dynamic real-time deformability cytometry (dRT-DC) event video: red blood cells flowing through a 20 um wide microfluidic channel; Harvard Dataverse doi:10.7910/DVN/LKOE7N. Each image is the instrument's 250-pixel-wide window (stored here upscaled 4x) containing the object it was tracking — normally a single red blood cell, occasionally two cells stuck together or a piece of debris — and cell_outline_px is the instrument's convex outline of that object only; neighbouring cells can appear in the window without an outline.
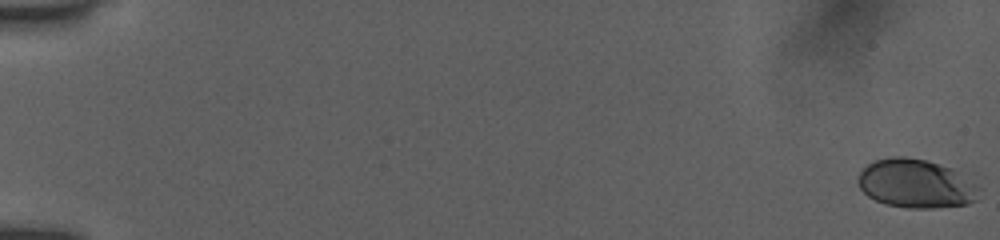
{"species": "human", "species_latin": "Homo sapiens", "temperature_condition": "room temperature", "stored_images_in_passage": 12, "camera_frame_rate_fps": 3000, "um_per_image_px": 0.085, "donor": {"sex": "female"}, "frame": {"image": 1, "passage_image": 1, "time_ms": 0.0, "image_size_px": [1000, 240], "cell_outline_px": [[980, 188], [976, 200], [968, 204], [932, 208], [908, 208], [888, 204], [876, 200], [868, 196], [860, 188], [860, 172], [868, 164], [876, 160], [892, 156], [904, 156], [924, 160], [972, 172]], "centroid_in_image_um": [78.01, 15.59], "position_along_channel_um": 7.0, "area_um2": 35.08}}
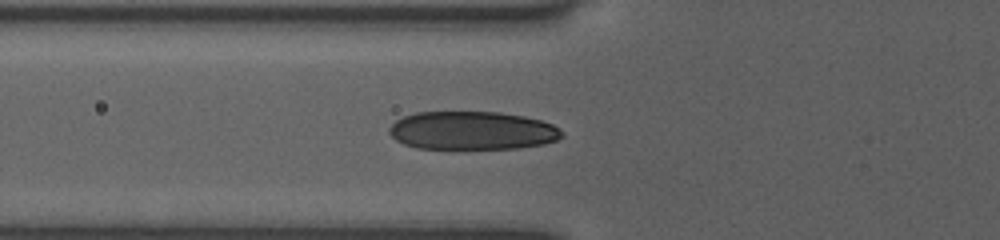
{"frame": {"image": 2, "passage_image": 10, "time_ms": 3.0, "image_size_px": [1000, 240], "cell_outline_px": [[564, 136], [556, 140], [544, 144], [516, 148], [416, 148], [404, 144], [396, 140], [388, 132], [388, 128], [396, 120], [404, 116], [416, 112], [500, 112], [524, 116], [540, 120], [552, 124], [560, 128], [564, 132]], "centroid_in_image_um": [40.15, 11.09], "position_along_channel_um": 85.7, "area_um2": 38.61}}
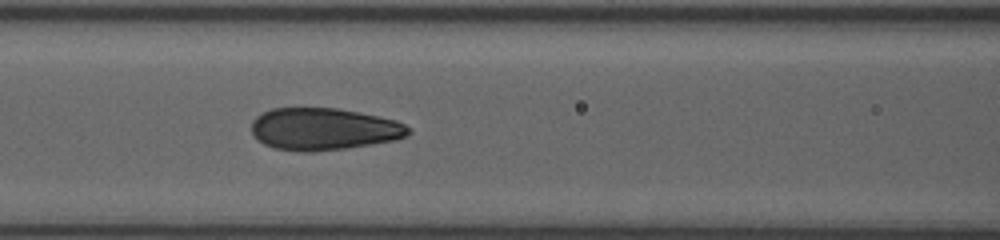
{"frame": {"image": 3, "passage_image": 12, "time_ms": 3.667, "image_size_px": [1000, 240], "cell_outline_px": [[412, 132], [408, 136], [396, 140], [348, 148], [312, 152], [300, 152], [272, 148], [264, 144], [252, 136], [252, 120], [260, 112], [272, 108], [336, 108], [396, 120], [412, 128]], "centroid_in_image_um": [27.5, 10.98], "position_along_channel_um": 139.1, "area_um2": 38.96}}